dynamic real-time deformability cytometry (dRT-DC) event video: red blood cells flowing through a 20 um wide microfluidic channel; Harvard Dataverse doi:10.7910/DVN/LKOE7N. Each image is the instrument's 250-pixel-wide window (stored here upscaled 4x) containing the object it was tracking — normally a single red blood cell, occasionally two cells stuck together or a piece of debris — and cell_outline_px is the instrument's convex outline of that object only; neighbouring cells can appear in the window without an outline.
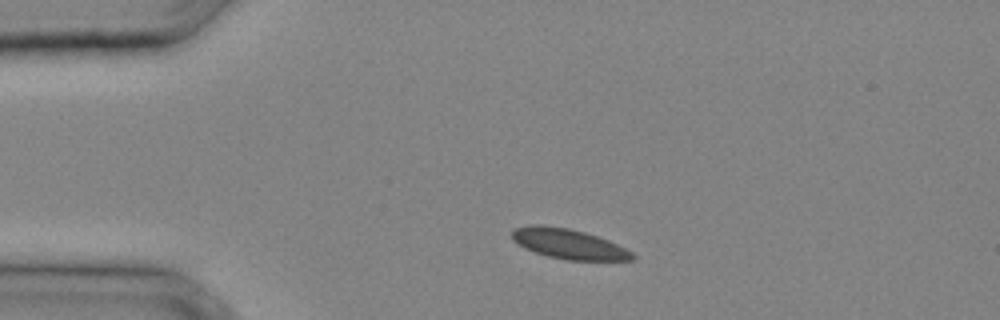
{"species": "common noctule bat (a hibernating species)", "species_latin": "Nyctalus noctula", "temperature_condition": "cold", "stored_images_in_passage": 25, "camera_frame_rate_fps": 3000, "um_per_image_px": 0.085, "animal": {"sex": "male", "body_mass_g": 20.4}, "frame": {"image": 1, "passage_image": 1, "time_ms": 0.0, "image_size_px": [1000, 320], "cell_outline_px": [[636, 260], [568, 260], [548, 256], [524, 248], [512, 240], [512, 228], [528, 224], [540, 224], [568, 228], [584, 232], [608, 240], [632, 252], [636, 256]], "centroid_in_image_um": [48.29, 20.72], "position_along_channel_um": 36.7, "area_um2": 21.1}}
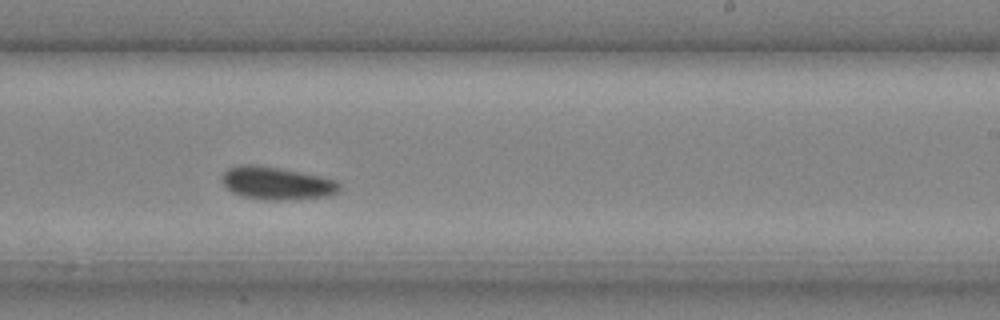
{"frame": {"image": 2, "passage_image": 14, "time_ms": 4.333, "image_size_px": [1000, 320], "cell_outline_px": [[340, 188], [336, 192], [328, 196], [284, 200], [264, 200], [244, 196], [232, 192], [220, 180], [220, 176], [228, 168], [240, 164], [252, 164], [280, 168], [336, 180], [340, 184]], "centroid_in_image_um": [23.47, 15.57], "position_along_channel_um": 265.5, "area_um2": 22.31}}
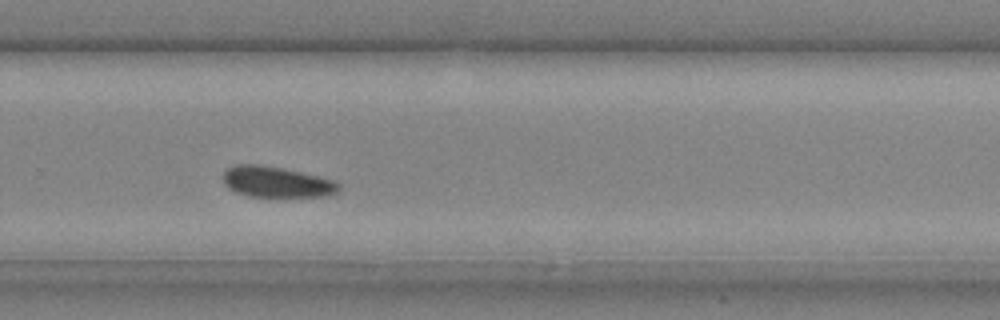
{"frame": {"image": 3, "passage_image": 16, "time_ms": 5.0, "image_size_px": [1000, 320], "cell_outline_px": [[340, 188], [336, 192], [324, 196], [248, 196], [236, 192], [228, 188], [224, 184], [224, 172], [228, 168], [236, 164], [256, 164], [284, 168], [336, 180], [340, 184]], "centroid_in_image_um": [23.51, 15.45], "position_along_channel_um": 306.3, "area_um2": 20.69}}